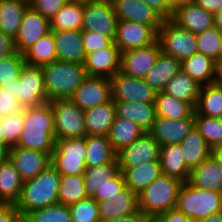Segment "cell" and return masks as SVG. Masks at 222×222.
Returning <instances> with one entry per match:
<instances>
[{"instance_id":"6da1fadb","label":"cell","mask_w":222,"mask_h":222,"mask_svg":"<svg viewBox=\"0 0 222 222\" xmlns=\"http://www.w3.org/2000/svg\"><path fill=\"white\" fill-rule=\"evenodd\" d=\"M24 128L16 146L47 152L55 147L54 115L50 103L24 108Z\"/></svg>"},{"instance_id":"7a4b0ae2","label":"cell","mask_w":222,"mask_h":222,"mask_svg":"<svg viewBox=\"0 0 222 222\" xmlns=\"http://www.w3.org/2000/svg\"><path fill=\"white\" fill-rule=\"evenodd\" d=\"M61 175L50 164L34 178L23 181L20 197L15 203L21 216L58 202Z\"/></svg>"},{"instance_id":"3957f363","label":"cell","mask_w":222,"mask_h":222,"mask_svg":"<svg viewBox=\"0 0 222 222\" xmlns=\"http://www.w3.org/2000/svg\"><path fill=\"white\" fill-rule=\"evenodd\" d=\"M41 68L48 101L70 99L86 77L83 64L57 60Z\"/></svg>"},{"instance_id":"277c9868","label":"cell","mask_w":222,"mask_h":222,"mask_svg":"<svg viewBox=\"0 0 222 222\" xmlns=\"http://www.w3.org/2000/svg\"><path fill=\"white\" fill-rule=\"evenodd\" d=\"M182 183L177 178L161 174L138 194V209L146 217H156L175 208Z\"/></svg>"},{"instance_id":"5b68a950","label":"cell","mask_w":222,"mask_h":222,"mask_svg":"<svg viewBox=\"0 0 222 222\" xmlns=\"http://www.w3.org/2000/svg\"><path fill=\"white\" fill-rule=\"evenodd\" d=\"M175 207L194 222L222 211V193L203 190L186 181L179 188Z\"/></svg>"},{"instance_id":"8992f818","label":"cell","mask_w":222,"mask_h":222,"mask_svg":"<svg viewBox=\"0 0 222 222\" xmlns=\"http://www.w3.org/2000/svg\"><path fill=\"white\" fill-rule=\"evenodd\" d=\"M86 137L55 140L51 165L60 175H82L86 165Z\"/></svg>"},{"instance_id":"52a82bcc","label":"cell","mask_w":222,"mask_h":222,"mask_svg":"<svg viewBox=\"0 0 222 222\" xmlns=\"http://www.w3.org/2000/svg\"><path fill=\"white\" fill-rule=\"evenodd\" d=\"M157 40L164 54L180 62L198 52L196 34L179 27L171 19L163 21Z\"/></svg>"},{"instance_id":"ba28073f","label":"cell","mask_w":222,"mask_h":222,"mask_svg":"<svg viewBox=\"0 0 222 222\" xmlns=\"http://www.w3.org/2000/svg\"><path fill=\"white\" fill-rule=\"evenodd\" d=\"M53 115L56 139L87 136L84 110L70 99L49 101Z\"/></svg>"},{"instance_id":"9c48e42d","label":"cell","mask_w":222,"mask_h":222,"mask_svg":"<svg viewBox=\"0 0 222 222\" xmlns=\"http://www.w3.org/2000/svg\"><path fill=\"white\" fill-rule=\"evenodd\" d=\"M83 18L82 31H97L114 41L118 19L111 0H84Z\"/></svg>"},{"instance_id":"30bf717a","label":"cell","mask_w":222,"mask_h":222,"mask_svg":"<svg viewBox=\"0 0 222 222\" xmlns=\"http://www.w3.org/2000/svg\"><path fill=\"white\" fill-rule=\"evenodd\" d=\"M17 98L23 108L48 103L41 66L25 64L17 78Z\"/></svg>"},{"instance_id":"8fae6325","label":"cell","mask_w":222,"mask_h":222,"mask_svg":"<svg viewBox=\"0 0 222 222\" xmlns=\"http://www.w3.org/2000/svg\"><path fill=\"white\" fill-rule=\"evenodd\" d=\"M113 101L154 103L156 91L142 78L121 71L110 78Z\"/></svg>"},{"instance_id":"7c38bea8","label":"cell","mask_w":222,"mask_h":222,"mask_svg":"<svg viewBox=\"0 0 222 222\" xmlns=\"http://www.w3.org/2000/svg\"><path fill=\"white\" fill-rule=\"evenodd\" d=\"M70 100L84 111L111 101L110 79L86 76L76 88Z\"/></svg>"},{"instance_id":"4fadbf2b","label":"cell","mask_w":222,"mask_h":222,"mask_svg":"<svg viewBox=\"0 0 222 222\" xmlns=\"http://www.w3.org/2000/svg\"><path fill=\"white\" fill-rule=\"evenodd\" d=\"M160 144L149 132H144L129 146L117 152L119 167H136L143 163L159 161Z\"/></svg>"},{"instance_id":"5bb4252c","label":"cell","mask_w":222,"mask_h":222,"mask_svg":"<svg viewBox=\"0 0 222 222\" xmlns=\"http://www.w3.org/2000/svg\"><path fill=\"white\" fill-rule=\"evenodd\" d=\"M158 33L151 27L134 21H117L115 45L120 52L150 46Z\"/></svg>"},{"instance_id":"9a60e30c","label":"cell","mask_w":222,"mask_h":222,"mask_svg":"<svg viewBox=\"0 0 222 222\" xmlns=\"http://www.w3.org/2000/svg\"><path fill=\"white\" fill-rule=\"evenodd\" d=\"M160 52L161 47L158 40L147 47L123 51L121 52L120 71L143 79L155 65Z\"/></svg>"},{"instance_id":"2e32d148","label":"cell","mask_w":222,"mask_h":222,"mask_svg":"<svg viewBox=\"0 0 222 222\" xmlns=\"http://www.w3.org/2000/svg\"><path fill=\"white\" fill-rule=\"evenodd\" d=\"M50 32V21L28 6L24 12L18 34L14 39L16 51L23 54Z\"/></svg>"},{"instance_id":"e0dca14e","label":"cell","mask_w":222,"mask_h":222,"mask_svg":"<svg viewBox=\"0 0 222 222\" xmlns=\"http://www.w3.org/2000/svg\"><path fill=\"white\" fill-rule=\"evenodd\" d=\"M8 157L23 181L34 178L51 164V155L39 150L13 146Z\"/></svg>"},{"instance_id":"ac0fdd59","label":"cell","mask_w":222,"mask_h":222,"mask_svg":"<svg viewBox=\"0 0 222 222\" xmlns=\"http://www.w3.org/2000/svg\"><path fill=\"white\" fill-rule=\"evenodd\" d=\"M118 21L151 26L157 33L164 19L142 0H111Z\"/></svg>"},{"instance_id":"d6986e66","label":"cell","mask_w":222,"mask_h":222,"mask_svg":"<svg viewBox=\"0 0 222 222\" xmlns=\"http://www.w3.org/2000/svg\"><path fill=\"white\" fill-rule=\"evenodd\" d=\"M121 52L113 43L97 51L87 53L84 61L86 76L111 78L120 71Z\"/></svg>"},{"instance_id":"ffe728a7","label":"cell","mask_w":222,"mask_h":222,"mask_svg":"<svg viewBox=\"0 0 222 222\" xmlns=\"http://www.w3.org/2000/svg\"><path fill=\"white\" fill-rule=\"evenodd\" d=\"M195 127L194 113L181 120L157 116L149 133L160 144H180L185 136Z\"/></svg>"},{"instance_id":"44dd1931","label":"cell","mask_w":222,"mask_h":222,"mask_svg":"<svg viewBox=\"0 0 222 222\" xmlns=\"http://www.w3.org/2000/svg\"><path fill=\"white\" fill-rule=\"evenodd\" d=\"M171 20L179 27L199 34L214 27V14L198 6L195 2H186L177 8Z\"/></svg>"},{"instance_id":"7402d4cb","label":"cell","mask_w":222,"mask_h":222,"mask_svg":"<svg viewBox=\"0 0 222 222\" xmlns=\"http://www.w3.org/2000/svg\"><path fill=\"white\" fill-rule=\"evenodd\" d=\"M58 61L84 64L86 51L82 30L51 31Z\"/></svg>"},{"instance_id":"603a6c76","label":"cell","mask_w":222,"mask_h":222,"mask_svg":"<svg viewBox=\"0 0 222 222\" xmlns=\"http://www.w3.org/2000/svg\"><path fill=\"white\" fill-rule=\"evenodd\" d=\"M101 221L110 220L139 211L138 195L127 186L109 199L98 202Z\"/></svg>"},{"instance_id":"cb8c5ba5","label":"cell","mask_w":222,"mask_h":222,"mask_svg":"<svg viewBox=\"0 0 222 222\" xmlns=\"http://www.w3.org/2000/svg\"><path fill=\"white\" fill-rule=\"evenodd\" d=\"M116 116L128 119L145 132H149L156 120L154 103L114 101Z\"/></svg>"},{"instance_id":"d4e9b609","label":"cell","mask_w":222,"mask_h":222,"mask_svg":"<svg viewBox=\"0 0 222 222\" xmlns=\"http://www.w3.org/2000/svg\"><path fill=\"white\" fill-rule=\"evenodd\" d=\"M188 182L203 190L222 193V167L209 156L190 173Z\"/></svg>"},{"instance_id":"484cf974","label":"cell","mask_w":222,"mask_h":222,"mask_svg":"<svg viewBox=\"0 0 222 222\" xmlns=\"http://www.w3.org/2000/svg\"><path fill=\"white\" fill-rule=\"evenodd\" d=\"M125 186L137 195L162 174L160 161L143 163L136 167H119Z\"/></svg>"},{"instance_id":"4316f807","label":"cell","mask_w":222,"mask_h":222,"mask_svg":"<svg viewBox=\"0 0 222 222\" xmlns=\"http://www.w3.org/2000/svg\"><path fill=\"white\" fill-rule=\"evenodd\" d=\"M159 161L162 174L177 178L182 182L189 180L191 169L186 165L180 144L160 147Z\"/></svg>"},{"instance_id":"83f0119b","label":"cell","mask_w":222,"mask_h":222,"mask_svg":"<svg viewBox=\"0 0 222 222\" xmlns=\"http://www.w3.org/2000/svg\"><path fill=\"white\" fill-rule=\"evenodd\" d=\"M116 116L113 100L84 111L87 135L107 136Z\"/></svg>"},{"instance_id":"f1b7e54d","label":"cell","mask_w":222,"mask_h":222,"mask_svg":"<svg viewBox=\"0 0 222 222\" xmlns=\"http://www.w3.org/2000/svg\"><path fill=\"white\" fill-rule=\"evenodd\" d=\"M180 70L181 62L161 51L155 65L143 79L156 92H162L166 83Z\"/></svg>"},{"instance_id":"f546056e","label":"cell","mask_w":222,"mask_h":222,"mask_svg":"<svg viewBox=\"0 0 222 222\" xmlns=\"http://www.w3.org/2000/svg\"><path fill=\"white\" fill-rule=\"evenodd\" d=\"M23 180L13 162L7 157L0 163V203L15 204L21 193Z\"/></svg>"},{"instance_id":"4dcf8cb0","label":"cell","mask_w":222,"mask_h":222,"mask_svg":"<svg viewBox=\"0 0 222 222\" xmlns=\"http://www.w3.org/2000/svg\"><path fill=\"white\" fill-rule=\"evenodd\" d=\"M201 86L186 72L180 70L165 85L162 92L191 104L194 108L197 105L198 95Z\"/></svg>"},{"instance_id":"1f68e13d","label":"cell","mask_w":222,"mask_h":222,"mask_svg":"<svg viewBox=\"0 0 222 222\" xmlns=\"http://www.w3.org/2000/svg\"><path fill=\"white\" fill-rule=\"evenodd\" d=\"M216 61L196 52L181 62V70L195 79L200 86L214 84Z\"/></svg>"},{"instance_id":"d6a6232c","label":"cell","mask_w":222,"mask_h":222,"mask_svg":"<svg viewBox=\"0 0 222 222\" xmlns=\"http://www.w3.org/2000/svg\"><path fill=\"white\" fill-rule=\"evenodd\" d=\"M84 0H69L50 21V31L82 30Z\"/></svg>"},{"instance_id":"836d02e7","label":"cell","mask_w":222,"mask_h":222,"mask_svg":"<svg viewBox=\"0 0 222 222\" xmlns=\"http://www.w3.org/2000/svg\"><path fill=\"white\" fill-rule=\"evenodd\" d=\"M145 131L134 122L115 116L107 137L117 153L138 139Z\"/></svg>"},{"instance_id":"e575fe53","label":"cell","mask_w":222,"mask_h":222,"mask_svg":"<svg viewBox=\"0 0 222 222\" xmlns=\"http://www.w3.org/2000/svg\"><path fill=\"white\" fill-rule=\"evenodd\" d=\"M28 6L20 0H0V30L5 35L15 39Z\"/></svg>"},{"instance_id":"d590c367","label":"cell","mask_w":222,"mask_h":222,"mask_svg":"<svg viewBox=\"0 0 222 222\" xmlns=\"http://www.w3.org/2000/svg\"><path fill=\"white\" fill-rule=\"evenodd\" d=\"M186 165L192 170L211 156V148L194 127L180 143Z\"/></svg>"},{"instance_id":"8d00e7d4","label":"cell","mask_w":222,"mask_h":222,"mask_svg":"<svg viewBox=\"0 0 222 222\" xmlns=\"http://www.w3.org/2000/svg\"><path fill=\"white\" fill-rule=\"evenodd\" d=\"M86 147V167L106 164L116 159L117 153L112 148L107 136L87 135Z\"/></svg>"},{"instance_id":"74e56055","label":"cell","mask_w":222,"mask_h":222,"mask_svg":"<svg viewBox=\"0 0 222 222\" xmlns=\"http://www.w3.org/2000/svg\"><path fill=\"white\" fill-rule=\"evenodd\" d=\"M154 105L157 116L168 119L181 120L190 117L195 112V108L191 104L164 92L156 93Z\"/></svg>"},{"instance_id":"f35d334b","label":"cell","mask_w":222,"mask_h":222,"mask_svg":"<svg viewBox=\"0 0 222 222\" xmlns=\"http://www.w3.org/2000/svg\"><path fill=\"white\" fill-rule=\"evenodd\" d=\"M119 171L117 158L113 162L86 167L83 176L88 197H94L97 190L101 189L106 183H108V180L112 179Z\"/></svg>"},{"instance_id":"ab89813d","label":"cell","mask_w":222,"mask_h":222,"mask_svg":"<svg viewBox=\"0 0 222 222\" xmlns=\"http://www.w3.org/2000/svg\"><path fill=\"white\" fill-rule=\"evenodd\" d=\"M195 112L202 116L222 118V87L216 84L201 86Z\"/></svg>"},{"instance_id":"60d3db41","label":"cell","mask_w":222,"mask_h":222,"mask_svg":"<svg viewBox=\"0 0 222 222\" xmlns=\"http://www.w3.org/2000/svg\"><path fill=\"white\" fill-rule=\"evenodd\" d=\"M25 64L42 66L57 61L54 36L50 31L23 53Z\"/></svg>"},{"instance_id":"b9f144b4","label":"cell","mask_w":222,"mask_h":222,"mask_svg":"<svg viewBox=\"0 0 222 222\" xmlns=\"http://www.w3.org/2000/svg\"><path fill=\"white\" fill-rule=\"evenodd\" d=\"M87 197L83 174L61 175L58 190V202L60 204L69 206Z\"/></svg>"},{"instance_id":"7bdbcfd3","label":"cell","mask_w":222,"mask_h":222,"mask_svg":"<svg viewBox=\"0 0 222 222\" xmlns=\"http://www.w3.org/2000/svg\"><path fill=\"white\" fill-rule=\"evenodd\" d=\"M195 128L211 149L222 146V118L198 115L194 112Z\"/></svg>"},{"instance_id":"ee69618b","label":"cell","mask_w":222,"mask_h":222,"mask_svg":"<svg viewBox=\"0 0 222 222\" xmlns=\"http://www.w3.org/2000/svg\"><path fill=\"white\" fill-rule=\"evenodd\" d=\"M25 217L29 222H73L69 207L60 203L34 210Z\"/></svg>"},{"instance_id":"f6af8a7d","label":"cell","mask_w":222,"mask_h":222,"mask_svg":"<svg viewBox=\"0 0 222 222\" xmlns=\"http://www.w3.org/2000/svg\"><path fill=\"white\" fill-rule=\"evenodd\" d=\"M221 34L215 26L196 34L197 51L212 58L216 62L219 61Z\"/></svg>"},{"instance_id":"bcb514c9","label":"cell","mask_w":222,"mask_h":222,"mask_svg":"<svg viewBox=\"0 0 222 222\" xmlns=\"http://www.w3.org/2000/svg\"><path fill=\"white\" fill-rule=\"evenodd\" d=\"M73 222H100L98 202L93 197H87L80 202L68 206Z\"/></svg>"},{"instance_id":"7dc6e473","label":"cell","mask_w":222,"mask_h":222,"mask_svg":"<svg viewBox=\"0 0 222 222\" xmlns=\"http://www.w3.org/2000/svg\"><path fill=\"white\" fill-rule=\"evenodd\" d=\"M0 121L5 142L10 147L16 146L24 128V108L20 112L0 118Z\"/></svg>"},{"instance_id":"c3c4849f","label":"cell","mask_w":222,"mask_h":222,"mask_svg":"<svg viewBox=\"0 0 222 222\" xmlns=\"http://www.w3.org/2000/svg\"><path fill=\"white\" fill-rule=\"evenodd\" d=\"M24 65L23 54L18 52L0 59V86L19 78V74Z\"/></svg>"},{"instance_id":"681fc988","label":"cell","mask_w":222,"mask_h":222,"mask_svg":"<svg viewBox=\"0 0 222 222\" xmlns=\"http://www.w3.org/2000/svg\"><path fill=\"white\" fill-rule=\"evenodd\" d=\"M69 0H33L29 6L49 21L62 9Z\"/></svg>"},{"instance_id":"f907efd6","label":"cell","mask_w":222,"mask_h":222,"mask_svg":"<svg viewBox=\"0 0 222 222\" xmlns=\"http://www.w3.org/2000/svg\"><path fill=\"white\" fill-rule=\"evenodd\" d=\"M82 36L86 54L109 47L114 43L110 37L103 36L97 31H82Z\"/></svg>"},{"instance_id":"816d5d0a","label":"cell","mask_w":222,"mask_h":222,"mask_svg":"<svg viewBox=\"0 0 222 222\" xmlns=\"http://www.w3.org/2000/svg\"><path fill=\"white\" fill-rule=\"evenodd\" d=\"M125 187V179L123 173L119 171L112 179L108 180L101 189L97 190V193L93 197L97 202L109 199L110 196L117 194Z\"/></svg>"},{"instance_id":"f5cc1de1","label":"cell","mask_w":222,"mask_h":222,"mask_svg":"<svg viewBox=\"0 0 222 222\" xmlns=\"http://www.w3.org/2000/svg\"><path fill=\"white\" fill-rule=\"evenodd\" d=\"M23 110L18 98L0 86V118Z\"/></svg>"},{"instance_id":"db71d44e","label":"cell","mask_w":222,"mask_h":222,"mask_svg":"<svg viewBox=\"0 0 222 222\" xmlns=\"http://www.w3.org/2000/svg\"><path fill=\"white\" fill-rule=\"evenodd\" d=\"M161 222H193L176 207L156 216Z\"/></svg>"},{"instance_id":"11a10c76","label":"cell","mask_w":222,"mask_h":222,"mask_svg":"<svg viewBox=\"0 0 222 222\" xmlns=\"http://www.w3.org/2000/svg\"><path fill=\"white\" fill-rule=\"evenodd\" d=\"M21 217L15 204H2L0 206V222H17Z\"/></svg>"},{"instance_id":"9f6ffc18","label":"cell","mask_w":222,"mask_h":222,"mask_svg":"<svg viewBox=\"0 0 222 222\" xmlns=\"http://www.w3.org/2000/svg\"><path fill=\"white\" fill-rule=\"evenodd\" d=\"M14 39L0 30V59L16 53Z\"/></svg>"},{"instance_id":"6f0895ef","label":"cell","mask_w":222,"mask_h":222,"mask_svg":"<svg viewBox=\"0 0 222 222\" xmlns=\"http://www.w3.org/2000/svg\"><path fill=\"white\" fill-rule=\"evenodd\" d=\"M157 12L164 20L171 19L173 11L167 6L165 0H142Z\"/></svg>"},{"instance_id":"680465c9","label":"cell","mask_w":222,"mask_h":222,"mask_svg":"<svg viewBox=\"0 0 222 222\" xmlns=\"http://www.w3.org/2000/svg\"><path fill=\"white\" fill-rule=\"evenodd\" d=\"M206 11L215 14L222 9V0H192Z\"/></svg>"},{"instance_id":"91938a15","label":"cell","mask_w":222,"mask_h":222,"mask_svg":"<svg viewBox=\"0 0 222 222\" xmlns=\"http://www.w3.org/2000/svg\"><path fill=\"white\" fill-rule=\"evenodd\" d=\"M146 216L139 210L136 213L110 219V220H105V221H100V222H141Z\"/></svg>"},{"instance_id":"94428289","label":"cell","mask_w":222,"mask_h":222,"mask_svg":"<svg viewBox=\"0 0 222 222\" xmlns=\"http://www.w3.org/2000/svg\"><path fill=\"white\" fill-rule=\"evenodd\" d=\"M194 222H222V211L213 213L208 217L198 219L197 221Z\"/></svg>"},{"instance_id":"6125c7cd","label":"cell","mask_w":222,"mask_h":222,"mask_svg":"<svg viewBox=\"0 0 222 222\" xmlns=\"http://www.w3.org/2000/svg\"><path fill=\"white\" fill-rule=\"evenodd\" d=\"M214 84L222 87V60L216 62Z\"/></svg>"},{"instance_id":"be15d7a7","label":"cell","mask_w":222,"mask_h":222,"mask_svg":"<svg viewBox=\"0 0 222 222\" xmlns=\"http://www.w3.org/2000/svg\"><path fill=\"white\" fill-rule=\"evenodd\" d=\"M2 88H5L6 91H9L13 95L17 97V79H14L13 81L6 82L3 85H1Z\"/></svg>"},{"instance_id":"e7e4bbea","label":"cell","mask_w":222,"mask_h":222,"mask_svg":"<svg viewBox=\"0 0 222 222\" xmlns=\"http://www.w3.org/2000/svg\"><path fill=\"white\" fill-rule=\"evenodd\" d=\"M192 0H165L167 6L174 12L177 8L183 5L186 2H190Z\"/></svg>"},{"instance_id":"03108f58","label":"cell","mask_w":222,"mask_h":222,"mask_svg":"<svg viewBox=\"0 0 222 222\" xmlns=\"http://www.w3.org/2000/svg\"><path fill=\"white\" fill-rule=\"evenodd\" d=\"M211 156L222 167V146L211 149Z\"/></svg>"},{"instance_id":"003e7915","label":"cell","mask_w":222,"mask_h":222,"mask_svg":"<svg viewBox=\"0 0 222 222\" xmlns=\"http://www.w3.org/2000/svg\"><path fill=\"white\" fill-rule=\"evenodd\" d=\"M214 26L222 33V9L214 14Z\"/></svg>"},{"instance_id":"a7ac6f4b","label":"cell","mask_w":222,"mask_h":222,"mask_svg":"<svg viewBox=\"0 0 222 222\" xmlns=\"http://www.w3.org/2000/svg\"><path fill=\"white\" fill-rule=\"evenodd\" d=\"M0 147H3L7 152L9 151V149L11 148L4 140V136L2 134V125H1V121H0Z\"/></svg>"},{"instance_id":"89a4df30","label":"cell","mask_w":222,"mask_h":222,"mask_svg":"<svg viewBox=\"0 0 222 222\" xmlns=\"http://www.w3.org/2000/svg\"><path fill=\"white\" fill-rule=\"evenodd\" d=\"M7 157L8 152L3 147H0V163L4 161Z\"/></svg>"},{"instance_id":"2644e50d","label":"cell","mask_w":222,"mask_h":222,"mask_svg":"<svg viewBox=\"0 0 222 222\" xmlns=\"http://www.w3.org/2000/svg\"><path fill=\"white\" fill-rule=\"evenodd\" d=\"M222 60V34L220 39V48H219V61Z\"/></svg>"},{"instance_id":"8c879c8a","label":"cell","mask_w":222,"mask_h":222,"mask_svg":"<svg viewBox=\"0 0 222 222\" xmlns=\"http://www.w3.org/2000/svg\"><path fill=\"white\" fill-rule=\"evenodd\" d=\"M17 222H29L26 217L21 216Z\"/></svg>"},{"instance_id":"753ad0ef","label":"cell","mask_w":222,"mask_h":222,"mask_svg":"<svg viewBox=\"0 0 222 222\" xmlns=\"http://www.w3.org/2000/svg\"><path fill=\"white\" fill-rule=\"evenodd\" d=\"M141 222H152V217H145Z\"/></svg>"},{"instance_id":"34e18365","label":"cell","mask_w":222,"mask_h":222,"mask_svg":"<svg viewBox=\"0 0 222 222\" xmlns=\"http://www.w3.org/2000/svg\"><path fill=\"white\" fill-rule=\"evenodd\" d=\"M152 222H161L157 217H152Z\"/></svg>"},{"instance_id":"11e5206c","label":"cell","mask_w":222,"mask_h":222,"mask_svg":"<svg viewBox=\"0 0 222 222\" xmlns=\"http://www.w3.org/2000/svg\"><path fill=\"white\" fill-rule=\"evenodd\" d=\"M20 1H23V2H26L27 4H30L33 0H20Z\"/></svg>"}]
</instances>
